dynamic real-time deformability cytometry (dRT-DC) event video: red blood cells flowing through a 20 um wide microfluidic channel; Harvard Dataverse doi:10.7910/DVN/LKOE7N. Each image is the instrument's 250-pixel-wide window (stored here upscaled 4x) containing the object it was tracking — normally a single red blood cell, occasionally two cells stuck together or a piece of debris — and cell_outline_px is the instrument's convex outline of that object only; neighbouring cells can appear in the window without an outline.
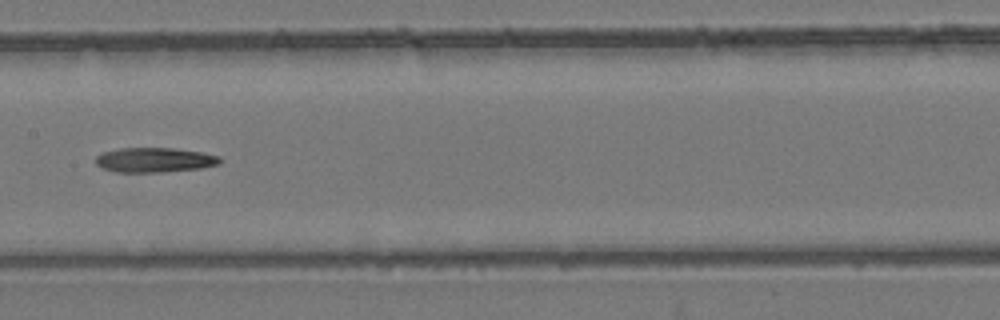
{"species": "common noctule bat (a hibernating species)", "species_latin": "Nyctalus noctula", "temperature_condition": "room temperature", "stored_images_in_passage": 9, "camera_frame_rate_fps": 3000, "um_per_image_px": 0.085, "animal": {"sex": "female", "body_mass_g": 24.6, "forearm_length_mm": 56.2}, "frame": {"image": 1, "passage_image": 8, "time_ms": 2.333, "image_size_px": [1000, 320], "cell_outline_px": [[224, 160], [220, 164], [200, 168], [160, 172], [116, 172], [104, 168], [96, 164], [96, 156], [104, 152], [120, 148], [172, 148], [200, 152], [220, 156]], "centroid_in_image_um": [13.17, 13.59], "position_along_channel_um": 194.2, "area_um2": 17.8}}
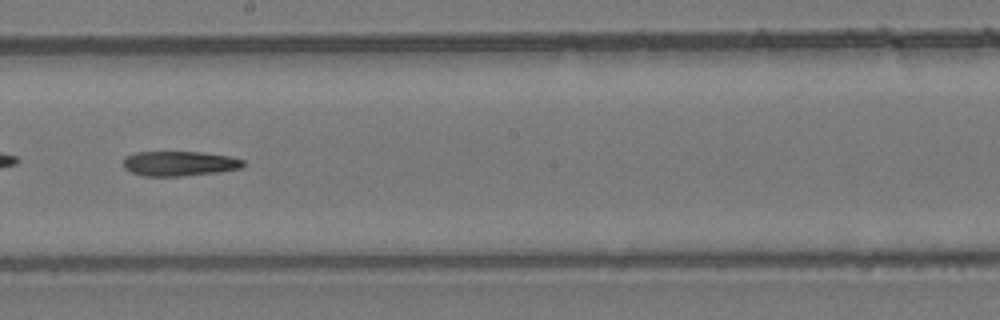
{"frame": {"image": 2, "passage_image": 9, "time_ms": 2.667, "image_size_px": [1000, 320], "cell_outline_px": [[244, 164], [240, 168], [220, 172], [180, 176], [144, 176], [132, 172], [124, 168], [124, 156], [136, 152], [200, 152], [228, 156], [244, 160]], "centroid_in_image_um": [15.23, 13.9], "position_along_channel_um": 233.0, "area_um2": 17.28}}